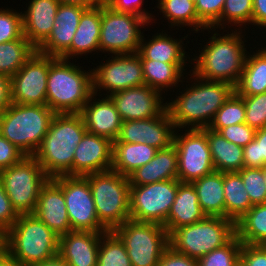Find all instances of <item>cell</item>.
<instances>
[{
    "label": "cell",
    "instance_id": "4",
    "mask_svg": "<svg viewBox=\"0 0 266 266\" xmlns=\"http://www.w3.org/2000/svg\"><path fill=\"white\" fill-rule=\"evenodd\" d=\"M50 56L46 105L55 114L80 113L93 94L92 69Z\"/></svg>",
    "mask_w": 266,
    "mask_h": 266
},
{
    "label": "cell",
    "instance_id": "20",
    "mask_svg": "<svg viewBox=\"0 0 266 266\" xmlns=\"http://www.w3.org/2000/svg\"><path fill=\"white\" fill-rule=\"evenodd\" d=\"M33 214L58 237L72 231L63 190L53 178L42 186Z\"/></svg>",
    "mask_w": 266,
    "mask_h": 266
},
{
    "label": "cell",
    "instance_id": "12",
    "mask_svg": "<svg viewBox=\"0 0 266 266\" xmlns=\"http://www.w3.org/2000/svg\"><path fill=\"white\" fill-rule=\"evenodd\" d=\"M102 61L91 68L94 94L110 96L127 88L145 85L138 53L111 55L105 61L103 57Z\"/></svg>",
    "mask_w": 266,
    "mask_h": 266
},
{
    "label": "cell",
    "instance_id": "21",
    "mask_svg": "<svg viewBox=\"0 0 266 266\" xmlns=\"http://www.w3.org/2000/svg\"><path fill=\"white\" fill-rule=\"evenodd\" d=\"M79 114L87 132L106 137L113 142L118 137L122 120L109 96L93 93Z\"/></svg>",
    "mask_w": 266,
    "mask_h": 266
},
{
    "label": "cell",
    "instance_id": "54",
    "mask_svg": "<svg viewBox=\"0 0 266 266\" xmlns=\"http://www.w3.org/2000/svg\"><path fill=\"white\" fill-rule=\"evenodd\" d=\"M252 25L266 32V0H253Z\"/></svg>",
    "mask_w": 266,
    "mask_h": 266
},
{
    "label": "cell",
    "instance_id": "6",
    "mask_svg": "<svg viewBox=\"0 0 266 266\" xmlns=\"http://www.w3.org/2000/svg\"><path fill=\"white\" fill-rule=\"evenodd\" d=\"M54 115L47 105L12 103L0 114V135L25 156H34Z\"/></svg>",
    "mask_w": 266,
    "mask_h": 266
},
{
    "label": "cell",
    "instance_id": "29",
    "mask_svg": "<svg viewBox=\"0 0 266 266\" xmlns=\"http://www.w3.org/2000/svg\"><path fill=\"white\" fill-rule=\"evenodd\" d=\"M141 64L145 85L152 89L165 95L167 91L171 92L172 88L177 90L181 84V88L185 86L183 83L184 79H187L185 73H189L186 72V64H170L149 59H141Z\"/></svg>",
    "mask_w": 266,
    "mask_h": 266
},
{
    "label": "cell",
    "instance_id": "18",
    "mask_svg": "<svg viewBox=\"0 0 266 266\" xmlns=\"http://www.w3.org/2000/svg\"><path fill=\"white\" fill-rule=\"evenodd\" d=\"M147 85L127 88L111 94L119 116L124 121L141 120L161 115L166 110L165 96ZM165 102V103H164Z\"/></svg>",
    "mask_w": 266,
    "mask_h": 266
},
{
    "label": "cell",
    "instance_id": "55",
    "mask_svg": "<svg viewBox=\"0 0 266 266\" xmlns=\"http://www.w3.org/2000/svg\"><path fill=\"white\" fill-rule=\"evenodd\" d=\"M60 4L78 5L86 9L105 3V0H58Z\"/></svg>",
    "mask_w": 266,
    "mask_h": 266
},
{
    "label": "cell",
    "instance_id": "3",
    "mask_svg": "<svg viewBox=\"0 0 266 266\" xmlns=\"http://www.w3.org/2000/svg\"><path fill=\"white\" fill-rule=\"evenodd\" d=\"M87 132L79 113L55 114L34 158L49 178L73 176V157Z\"/></svg>",
    "mask_w": 266,
    "mask_h": 266
},
{
    "label": "cell",
    "instance_id": "41",
    "mask_svg": "<svg viewBox=\"0 0 266 266\" xmlns=\"http://www.w3.org/2000/svg\"><path fill=\"white\" fill-rule=\"evenodd\" d=\"M242 243L235 235L226 245L198 259V266H238Z\"/></svg>",
    "mask_w": 266,
    "mask_h": 266
},
{
    "label": "cell",
    "instance_id": "33",
    "mask_svg": "<svg viewBox=\"0 0 266 266\" xmlns=\"http://www.w3.org/2000/svg\"><path fill=\"white\" fill-rule=\"evenodd\" d=\"M191 184L198 196L199 205L206 216L225 217L223 173L214 171Z\"/></svg>",
    "mask_w": 266,
    "mask_h": 266
},
{
    "label": "cell",
    "instance_id": "26",
    "mask_svg": "<svg viewBox=\"0 0 266 266\" xmlns=\"http://www.w3.org/2000/svg\"><path fill=\"white\" fill-rule=\"evenodd\" d=\"M101 13L102 5L83 11L71 46L60 58L74 61V58H80L83 55L88 58V54L100 53Z\"/></svg>",
    "mask_w": 266,
    "mask_h": 266
},
{
    "label": "cell",
    "instance_id": "59",
    "mask_svg": "<svg viewBox=\"0 0 266 266\" xmlns=\"http://www.w3.org/2000/svg\"><path fill=\"white\" fill-rule=\"evenodd\" d=\"M263 177H264L265 184H266V165L263 167Z\"/></svg>",
    "mask_w": 266,
    "mask_h": 266
},
{
    "label": "cell",
    "instance_id": "10",
    "mask_svg": "<svg viewBox=\"0 0 266 266\" xmlns=\"http://www.w3.org/2000/svg\"><path fill=\"white\" fill-rule=\"evenodd\" d=\"M113 232L124 243L132 266H158L169 246V235L158 223L128 219Z\"/></svg>",
    "mask_w": 266,
    "mask_h": 266
},
{
    "label": "cell",
    "instance_id": "51",
    "mask_svg": "<svg viewBox=\"0 0 266 266\" xmlns=\"http://www.w3.org/2000/svg\"><path fill=\"white\" fill-rule=\"evenodd\" d=\"M18 217L19 214L13 208L0 179V226L8 230Z\"/></svg>",
    "mask_w": 266,
    "mask_h": 266
},
{
    "label": "cell",
    "instance_id": "52",
    "mask_svg": "<svg viewBox=\"0 0 266 266\" xmlns=\"http://www.w3.org/2000/svg\"><path fill=\"white\" fill-rule=\"evenodd\" d=\"M158 266H198V260L178 253L168 246L162 253Z\"/></svg>",
    "mask_w": 266,
    "mask_h": 266
},
{
    "label": "cell",
    "instance_id": "27",
    "mask_svg": "<svg viewBox=\"0 0 266 266\" xmlns=\"http://www.w3.org/2000/svg\"><path fill=\"white\" fill-rule=\"evenodd\" d=\"M205 217L206 214L199 205L194 186L191 183H181L178 180L175 200L164 225L168 235L181 226L194 224Z\"/></svg>",
    "mask_w": 266,
    "mask_h": 266
},
{
    "label": "cell",
    "instance_id": "14",
    "mask_svg": "<svg viewBox=\"0 0 266 266\" xmlns=\"http://www.w3.org/2000/svg\"><path fill=\"white\" fill-rule=\"evenodd\" d=\"M184 131L176 129L174 135L173 144L178 156L177 178L181 183H191L215 170L207 134L202 129H185Z\"/></svg>",
    "mask_w": 266,
    "mask_h": 266
},
{
    "label": "cell",
    "instance_id": "5",
    "mask_svg": "<svg viewBox=\"0 0 266 266\" xmlns=\"http://www.w3.org/2000/svg\"><path fill=\"white\" fill-rule=\"evenodd\" d=\"M59 237L34 214H20L7 230V254L23 266L58 258Z\"/></svg>",
    "mask_w": 266,
    "mask_h": 266
},
{
    "label": "cell",
    "instance_id": "45",
    "mask_svg": "<svg viewBox=\"0 0 266 266\" xmlns=\"http://www.w3.org/2000/svg\"><path fill=\"white\" fill-rule=\"evenodd\" d=\"M245 105V123L254 129L266 126V92L254 96H241Z\"/></svg>",
    "mask_w": 266,
    "mask_h": 266
},
{
    "label": "cell",
    "instance_id": "28",
    "mask_svg": "<svg viewBox=\"0 0 266 266\" xmlns=\"http://www.w3.org/2000/svg\"><path fill=\"white\" fill-rule=\"evenodd\" d=\"M178 156L173 145L157 150L151 161L137 168L128 178L130 185H146L178 179Z\"/></svg>",
    "mask_w": 266,
    "mask_h": 266
},
{
    "label": "cell",
    "instance_id": "11",
    "mask_svg": "<svg viewBox=\"0 0 266 266\" xmlns=\"http://www.w3.org/2000/svg\"><path fill=\"white\" fill-rule=\"evenodd\" d=\"M150 25L143 17L118 12L106 3L102 4L100 52L108 55L134 54L139 51L144 30Z\"/></svg>",
    "mask_w": 266,
    "mask_h": 266
},
{
    "label": "cell",
    "instance_id": "46",
    "mask_svg": "<svg viewBox=\"0 0 266 266\" xmlns=\"http://www.w3.org/2000/svg\"><path fill=\"white\" fill-rule=\"evenodd\" d=\"M224 4L225 0H197L195 9L198 19L211 28L220 19Z\"/></svg>",
    "mask_w": 266,
    "mask_h": 266
},
{
    "label": "cell",
    "instance_id": "22",
    "mask_svg": "<svg viewBox=\"0 0 266 266\" xmlns=\"http://www.w3.org/2000/svg\"><path fill=\"white\" fill-rule=\"evenodd\" d=\"M104 233L71 231L59 237L58 258L67 266H97Z\"/></svg>",
    "mask_w": 266,
    "mask_h": 266
},
{
    "label": "cell",
    "instance_id": "34",
    "mask_svg": "<svg viewBox=\"0 0 266 266\" xmlns=\"http://www.w3.org/2000/svg\"><path fill=\"white\" fill-rule=\"evenodd\" d=\"M156 8L163 14L165 20H168V26L171 29L179 30L188 26L194 33H203L207 28L199 19L195 9V3L191 0H157ZM194 29V30H193Z\"/></svg>",
    "mask_w": 266,
    "mask_h": 266
},
{
    "label": "cell",
    "instance_id": "39",
    "mask_svg": "<svg viewBox=\"0 0 266 266\" xmlns=\"http://www.w3.org/2000/svg\"><path fill=\"white\" fill-rule=\"evenodd\" d=\"M97 266H132L124 243L113 231L101 236Z\"/></svg>",
    "mask_w": 266,
    "mask_h": 266
},
{
    "label": "cell",
    "instance_id": "19",
    "mask_svg": "<svg viewBox=\"0 0 266 266\" xmlns=\"http://www.w3.org/2000/svg\"><path fill=\"white\" fill-rule=\"evenodd\" d=\"M113 141L86 132L73 157V176H86L111 170Z\"/></svg>",
    "mask_w": 266,
    "mask_h": 266
},
{
    "label": "cell",
    "instance_id": "48",
    "mask_svg": "<svg viewBox=\"0 0 266 266\" xmlns=\"http://www.w3.org/2000/svg\"><path fill=\"white\" fill-rule=\"evenodd\" d=\"M105 3L115 11L131 13L143 17L150 25L157 20L154 14L149 13L150 11H146L148 9H144V0H105Z\"/></svg>",
    "mask_w": 266,
    "mask_h": 266
},
{
    "label": "cell",
    "instance_id": "1",
    "mask_svg": "<svg viewBox=\"0 0 266 266\" xmlns=\"http://www.w3.org/2000/svg\"><path fill=\"white\" fill-rule=\"evenodd\" d=\"M204 31H208L209 41L203 40L206 44H203L204 47L201 43L197 44L201 45V48L199 47L197 51L199 53H193L194 57L191 55V65H194L190 71L201 79L224 81L235 87L239 82L249 52L245 43L247 42L246 32H242L244 29L235 31L223 29L220 32L214 28H206Z\"/></svg>",
    "mask_w": 266,
    "mask_h": 266
},
{
    "label": "cell",
    "instance_id": "13",
    "mask_svg": "<svg viewBox=\"0 0 266 266\" xmlns=\"http://www.w3.org/2000/svg\"><path fill=\"white\" fill-rule=\"evenodd\" d=\"M178 190V179L130 185V219L165 225Z\"/></svg>",
    "mask_w": 266,
    "mask_h": 266
},
{
    "label": "cell",
    "instance_id": "36",
    "mask_svg": "<svg viewBox=\"0 0 266 266\" xmlns=\"http://www.w3.org/2000/svg\"><path fill=\"white\" fill-rule=\"evenodd\" d=\"M236 235L241 243L266 245V203L253 205L236 222Z\"/></svg>",
    "mask_w": 266,
    "mask_h": 266
},
{
    "label": "cell",
    "instance_id": "9",
    "mask_svg": "<svg viewBox=\"0 0 266 266\" xmlns=\"http://www.w3.org/2000/svg\"><path fill=\"white\" fill-rule=\"evenodd\" d=\"M3 188L20 214H33L42 186L49 179L33 156H25L19 163L0 171Z\"/></svg>",
    "mask_w": 266,
    "mask_h": 266
},
{
    "label": "cell",
    "instance_id": "35",
    "mask_svg": "<svg viewBox=\"0 0 266 266\" xmlns=\"http://www.w3.org/2000/svg\"><path fill=\"white\" fill-rule=\"evenodd\" d=\"M225 218L235 223L253 206L237 172L223 173Z\"/></svg>",
    "mask_w": 266,
    "mask_h": 266
},
{
    "label": "cell",
    "instance_id": "53",
    "mask_svg": "<svg viewBox=\"0 0 266 266\" xmlns=\"http://www.w3.org/2000/svg\"><path fill=\"white\" fill-rule=\"evenodd\" d=\"M11 77L0 73V114L11 104Z\"/></svg>",
    "mask_w": 266,
    "mask_h": 266
},
{
    "label": "cell",
    "instance_id": "47",
    "mask_svg": "<svg viewBox=\"0 0 266 266\" xmlns=\"http://www.w3.org/2000/svg\"><path fill=\"white\" fill-rule=\"evenodd\" d=\"M219 133L229 142L245 147L255 138L256 129L242 123L222 128Z\"/></svg>",
    "mask_w": 266,
    "mask_h": 266
},
{
    "label": "cell",
    "instance_id": "57",
    "mask_svg": "<svg viewBox=\"0 0 266 266\" xmlns=\"http://www.w3.org/2000/svg\"><path fill=\"white\" fill-rule=\"evenodd\" d=\"M0 266H23L18 261L11 258L8 254L0 257Z\"/></svg>",
    "mask_w": 266,
    "mask_h": 266
},
{
    "label": "cell",
    "instance_id": "17",
    "mask_svg": "<svg viewBox=\"0 0 266 266\" xmlns=\"http://www.w3.org/2000/svg\"><path fill=\"white\" fill-rule=\"evenodd\" d=\"M175 131V124L166 109L157 117L122 122L114 142L145 143L159 150L173 145Z\"/></svg>",
    "mask_w": 266,
    "mask_h": 266
},
{
    "label": "cell",
    "instance_id": "43",
    "mask_svg": "<svg viewBox=\"0 0 266 266\" xmlns=\"http://www.w3.org/2000/svg\"><path fill=\"white\" fill-rule=\"evenodd\" d=\"M23 34L22 13L8 7L0 8V44L20 39Z\"/></svg>",
    "mask_w": 266,
    "mask_h": 266
},
{
    "label": "cell",
    "instance_id": "38",
    "mask_svg": "<svg viewBox=\"0 0 266 266\" xmlns=\"http://www.w3.org/2000/svg\"><path fill=\"white\" fill-rule=\"evenodd\" d=\"M252 16L253 0H225L221 17L211 28L221 31L231 29L230 27L234 25L235 30H243V28L245 30L246 25L252 26Z\"/></svg>",
    "mask_w": 266,
    "mask_h": 266
},
{
    "label": "cell",
    "instance_id": "49",
    "mask_svg": "<svg viewBox=\"0 0 266 266\" xmlns=\"http://www.w3.org/2000/svg\"><path fill=\"white\" fill-rule=\"evenodd\" d=\"M239 264L241 266H266V245L242 243Z\"/></svg>",
    "mask_w": 266,
    "mask_h": 266
},
{
    "label": "cell",
    "instance_id": "56",
    "mask_svg": "<svg viewBox=\"0 0 266 266\" xmlns=\"http://www.w3.org/2000/svg\"><path fill=\"white\" fill-rule=\"evenodd\" d=\"M7 254V230L0 226V257Z\"/></svg>",
    "mask_w": 266,
    "mask_h": 266
},
{
    "label": "cell",
    "instance_id": "31",
    "mask_svg": "<svg viewBox=\"0 0 266 266\" xmlns=\"http://www.w3.org/2000/svg\"><path fill=\"white\" fill-rule=\"evenodd\" d=\"M256 52H248L244 69L235 92L239 96H254L266 92V51L262 45ZM261 48V49H260ZM251 53V54H250Z\"/></svg>",
    "mask_w": 266,
    "mask_h": 266
},
{
    "label": "cell",
    "instance_id": "7",
    "mask_svg": "<svg viewBox=\"0 0 266 266\" xmlns=\"http://www.w3.org/2000/svg\"><path fill=\"white\" fill-rule=\"evenodd\" d=\"M84 177L89 181L98 219L108 231L130 219V183L127 176L111 169Z\"/></svg>",
    "mask_w": 266,
    "mask_h": 266
},
{
    "label": "cell",
    "instance_id": "40",
    "mask_svg": "<svg viewBox=\"0 0 266 266\" xmlns=\"http://www.w3.org/2000/svg\"><path fill=\"white\" fill-rule=\"evenodd\" d=\"M242 123H245L244 101L241 96L234 92L217 111L208 128L219 132L222 128Z\"/></svg>",
    "mask_w": 266,
    "mask_h": 266
},
{
    "label": "cell",
    "instance_id": "24",
    "mask_svg": "<svg viewBox=\"0 0 266 266\" xmlns=\"http://www.w3.org/2000/svg\"><path fill=\"white\" fill-rule=\"evenodd\" d=\"M60 5L58 0H30L21 11L23 34L37 49L54 28L55 16Z\"/></svg>",
    "mask_w": 266,
    "mask_h": 266
},
{
    "label": "cell",
    "instance_id": "8",
    "mask_svg": "<svg viewBox=\"0 0 266 266\" xmlns=\"http://www.w3.org/2000/svg\"><path fill=\"white\" fill-rule=\"evenodd\" d=\"M236 235V223L220 216H206L191 225L181 226L169 235V246L181 254L199 259L226 245Z\"/></svg>",
    "mask_w": 266,
    "mask_h": 266
},
{
    "label": "cell",
    "instance_id": "23",
    "mask_svg": "<svg viewBox=\"0 0 266 266\" xmlns=\"http://www.w3.org/2000/svg\"><path fill=\"white\" fill-rule=\"evenodd\" d=\"M85 9L78 5L60 4L55 16L54 28L36 51L48 56L61 57L70 48Z\"/></svg>",
    "mask_w": 266,
    "mask_h": 266
},
{
    "label": "cell",
    "instance_id": "50",
    "mask_svg": "<svg viewBox=\"0 0 266 266\" xmlns=\"http://www.w3.org/2000/svg\"><path fill=\"white\" fill-rule=\"evenodd\" d=\"M25 155L0 135V171L19 163Z\"/></svg>",
    "mask_w": 266,
    "mask_h": 266
},
{
    "label": "cell",
    "instance_id": "32",
    "mask_svg": "<svg viewBox=\"0 0 266 266\" xmlns=\"http://www.w3.org/2000/svg\"><path fill=\"white\" fill-rule=\"evenodd\" d=\"M156 152V148L145 143L113 142L111 169L128 177L137 168L151 161Z\"/></svg>",
    "mask_w": 266,
    "mask_h": 266
},
{
    "label": "cell",
    "instance_id": "16",
    "mask_svg": "<svg viewBox=\"0 0 266 266\" xmlns=\"http://www.w3.org/2000/svg\"><path fill=\"white\" fill-rule=\"evenodd\" d=\"M50 56L35 51L11 77V98L15 104L46 105Z\"/></svg>",
    "mask_w": 266,
    "mask_h": 266
},
{
    "label": "cell",
    "instance_id": "30",
    "mask_svg": "<svg viewBox=\"0 0 266 266\" xmlns=\"http://www.w3.org/2000/svg\"><path fill=\"white\" fill-rule=\"evenodd\" d=\"M207 134L214 170L222 173L238 172L244 167L243 147L226 140L219 132L202 129Z\"/></svg>",
    "mask_w": 266,
    "mask_h": 266
},
{
    "label": "cell",
    "instance_id": "58",
    "mask_svg": "<svg viewBox=\"0 0 266 266\" xmlns=\"http://www.w3.org/2000/svg\"><path fill=\"white\" fill-rule=\"evenodd\" d=\"M31 266H67V265L63 263L59 258H56L42 265H31Z\"/></svg>",
    "mask_w": 266,
    "mask_h": 266
},
{
    "label": "cell",
    "instance_id": "42",
    "mask_svg": "<svg viewBox=\"0 0 266 266\" xmlns=\"http://www.w3.org/2000/svg\"><path fill=\"white\" fill-rule=\"evenodd\" d=\"M237 173L242 178L245 190L249 195L251 204L257 205L266 203V184L263 177V167H243Z\"/></svg>",
    "mask_w": 266,
    "mask_h": 266
},
{
    "label": "cell",
    "instance_id": "25",
    "mask_svg": "<svg viewBox=\"0 0 266 266\" xmlns=\"http://www.w3.org/2000/svg\"><path fill=\"white\" fill-rule=\"evenodd\" d=\"M165 31L167 30H162L160 33L157 32L147 41L144 38V34H142L139 51L137 52L140 59L188 65L191 60L190 56L186 54L187 51H185L186 46L184 44V40L189 38L188 34L180 39L181 35H179V38H175L172 37L174 33L171 35L168 34V31L167 33Z\"/></svg>",
    "mask_w": 266,
    "mask_h": 266
},
{
    "label": "cell",
    "instance_id": "44",
    "mask_svg": "<svg viewBox=\"0 0 266 266\" xmlns=\"http://www.w3.org/2000/svg\"><path fill=\"white\" fill-rule=\"evenodd\" d=\"M244 167L262 168L266 165V126L257 129L255 138L243 147Z\"/></svg>",
    "mask_w": 266,
    "mask_h": 266
},
{
    "label": "cell",
    "instance_id": "2",
    "mask_svg": "<svg viewBox=\"0 0 266 266\" xmlns=\"http://www.w3.org/2000/svg\"><path fill=\"white\" fill-rule=\"evenodd\" d=\"M189 72L186 83L191 81V85L187 84L183 92L177 91L178 96L169 99L166 109L178 130L208 128L217 111L235 92V87L224 81L204 80Z\"/></svg>",
    "mask_w": 266,
    "mask_h": 266
},
{
    "label": "cell",
    "instance_id": "15",
    "mask_svg": "<svg viewBox=\"0 0 266 266\" xmlns=\"http://www.w3.org/2000/svg\"><path fill=\"white\" fill-rule=\"evenodd\" d=\"M63 190L72 231L106 233L100 223L89 181L82 176H58L53 178Z\"/></svg>",
    "mask_w": 266,
    "mask_h": 266
},
{
    "label": "cell",
    "instance_id": "37",
    "mask_svg": "<svg viewBox=\"0 0 266 266\" xmlns=\"http://www.w3.org/2000/svg\"><path fill=\"white\" fill-rule=\"evenodd\" d=\"M35 51L25 36L0 44V73L12 77Z\"/></svg>",
    "mask_w": 266,
    "mask_h": 266
}]
</instances>
